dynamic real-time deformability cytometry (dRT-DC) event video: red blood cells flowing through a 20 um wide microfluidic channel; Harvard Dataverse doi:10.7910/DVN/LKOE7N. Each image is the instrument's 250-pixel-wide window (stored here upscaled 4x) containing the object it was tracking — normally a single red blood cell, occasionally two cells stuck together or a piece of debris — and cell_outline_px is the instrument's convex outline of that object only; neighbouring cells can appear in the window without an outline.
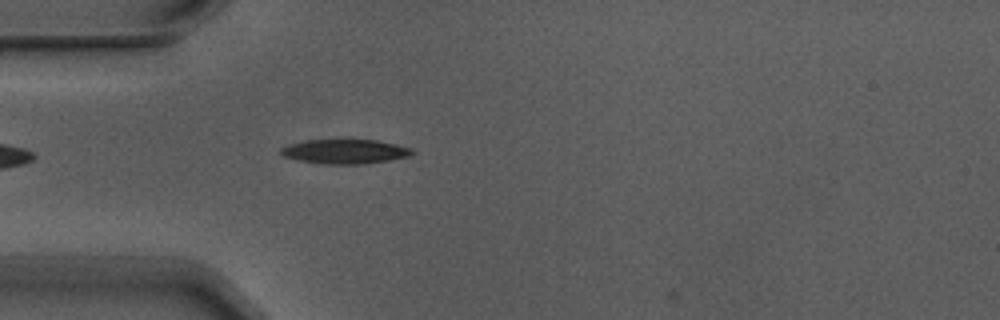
{"species": "Egyptian fruit bat (a non-hibernating species)", "species_latin": "Rousettus aegyptiacus", "temperature_condition": "warm", "stored_images_in_passage": 6, "camera_frame_rate_fps": 3000, "um_per_image_px": 0.085, "animal": {"sex": "male"}, "frame": {"image": 1, "passage_image": 5, "time_ms": 1.333, "image_size_px": [1000, 320], "cell_outline_px": [[416, 152], [408, 156], [388, 160], [360, 164], [324, 164], [300, 160], [284, 156], [280, 152], [280, 148], [288, 144], [308, 140], [340, 136], [348, 136], [376, 140], [396, 144], [412, 148]], "centroid_in_image_um": [29.32, 12.81], "position_along_channel_um": 55.7, "area_um2": 19.59}}